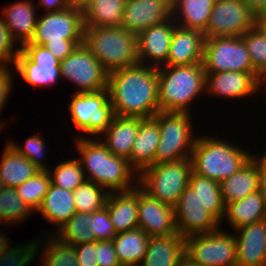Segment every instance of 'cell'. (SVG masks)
Masks as SVG:
<instances>
[{
	"instance_id": "4dcf8cb0",
	"label": "cell",
	"mask_w": 266,
	"mask_h": 266,
	"mask_svg": "<svg viewBox=\"0 0 266 266\" xmlns=\"http://www.w3.org/2000/svg\"><path fill=\"white\" fill-rule=\"evenodd\" d=\"M39 171L32 161L6 143L0 158V177L4 187L16 188Z\"/></svg>"
},
{
	"instance_id": "9c48e42d",
	"label": "cell",
	"mask_w": 266,
	"mask_h": 266,
	"mask_svg": "<svg viewBox=\"0 0 266 266\" xmlns=\"http://www.w3.org/2000/svg\"><path fill=\"white\" fill-rule=\"evenodd\" d=\"M202 65L205 73L250 72L260 83L263 80L253 68L241 37L205 38Z\"/></svg>"
},
{
	"instance_id": "e0dca14e",
	"label": "cell",
	"mask_w": 266,
	"mask_h": 266,
	"mask_svg": "<svg viewBox=\"0 0 266 266\" xmlns=\"http://www.w3.org/2000/svg\"><path fill=\"white\" fill-rule=\"evenodd\" d=\"M205 89L209 96L223 98L224 100H240L250 98L262 92L261 83L250 72H218L205 73Z\"/></svg>"
},
{
	"instance_id": "d4e9b609",
	"label": "cell",
	"mask_w": 266,
	"mask_h": 266,
	"mask_svg": "<svg viewBox=\"0 0 266 266\" xmlns=\"http://www.w3.org/2000/svg\"><path fill=\"white\" fill-rule=\"evenodd\" d=\"M43 233V238L40 237L37 241L32 239V241L26 243L27 253L33 259H36L37 256L39 257L38 253L41 251L40 266H78L74 246L62 242L54 234H48V231H43ZM42 243H44L45 247Z\"/></svg>"
},
{
	"instance_id": "5b68a950",
	"label": "cell",
	"mask_w": 266,
	"mask_h": 266,
	"mask_svg": "<svg viewBox=\"0 0 266 266\" xmlns=\"http://www.w3.org/2000/svg\"><path fill=\"white\" fill-rule=\"evenodd\" d=\"M83 44L107 73L139 63L137 35L122 26L84 27Z\"/></svg>"
},
{
	"instance_id": "1f68e13d",
	"label": "cell",
	"mask_w": 266,
	"mask_h": 266,
	"mask_svg": "<svg viewBox=\"0 0 266 266\" xmlns=\"http://www.w3.org/2000/svg\"><path fill=\"white\" fill-rule=\"evenodd\" d=\"M215 0H171L172 17L177 25L204 32Z\"/></svg>"
},
{
	"instance_id": "2e32d148",
	"label": "cell",
	"mask_w": 266,
	"mask_h": 266,
	"mask_svg": "<svg viewBox=\"0 0 266 266\" xmlns=\"http://www.w3.org/2000/svg\"><path fill=\"white\" fill-rule=\"evenodd\" d=\"M138 227L148 236L177 233L174 207L152 197L139 185Z\"/></svg>"
},
{
	"instance_id": "60d3db41",
	"label": "cell",
	"mask_w": 266,
	"mask_h": 266,
	"mask_svg": "<svg viewBox=\"0 0 266 266\" xmlns=\"http://www.w3.org/2000/svg\"><path fill=\"white\" fill-rule=\"evenodd\" d=\"M241 38L243 39L253 68L262 78H266V37L256 28L246 31Z\"/></svg>"
},
{
	"instance_id": "484cf974",
	"label": "cell",
	"mask_w": 266,
	"mask_h": 266,
	"mask_svg": "<svg viewBox=\"0 0 266 266\" xmlns=\"http://www.w3.org/2000/svg\"><path fill=\"white\" fill-rule=\"evenodd\" d=\"M185 255V237L179 232L169 236H150L146 254L139 266H176Z\"/></svg>"
},
{
	"instance_id": "30bf717a",
	"label": "cell",
	"mask_w": 266,
	"mask_h": 266,
	"mask_svg": "<svg viewBox=\"0 0 266 266\" xmlns=\"http://www.w3.org/2000/svg\"><path fill=\"white\" fill-rule=\"evenodd\" d=\"M185 255L200 266H236L235 235L220 227L210 233L187 236Z\"/></svg>"
},
{
	"instance_id": "e575fe53",
	"label": "cell",
	"mask_w": 266,
	"mask_h": 266,
	"mask_svg": "<svg viewBox=\"0 0 266 266\" xmlns=\"http://www.w3.org/2000/svg\"><path fill=\"white\" fill-rule=\"evenodd\" d=\"M189 185L199 202L220 224L223 222L225 204L222 201L220 183L192 171Z\"/></svg>"
},
{
	"instance_id": "ba28073f",
	"label": "cell",
	"mask_w": 266,
	"mask_h": 266,
	"mask_svg": "<svg viewBox=\"0 0 266 266\" xmlns=\"http://www.w3.org/2000/svg\"><path fill=\"white\" fill-rule=\"evenodd\" d=\"M71 97L68 107L77 130L95 138L102 137L115 116L109 90L74 93Z\"/></svg>"
},
{
	"instance_id": "b9f144b4",
	"label": "cell",
	"mask_w": 266,
	"mask_h": 266,
	"mask_svg": "<svg viewBox=\"0 0 266 266\" xmlns=\"http://www.w3.org/2000/svg\"><path fill=\"white\" fill-rule=\"evenodd\" d=\"M39 132L33 136L26 138L25 145L20 146L19 143H16L13 140H8L7 142L21 155L28 158L33 164L40 169V171H46L50 168L46 166L45 157H46V148L45 138L43 139L42 135ZM45 156V157H44ZM44 157V159H43Z\"/></svg>"
},
{
	"instance_id": "681fc988",
	"label": "cell",
	"mask_w": 266,
	"mask_h": 266,
	"mask_svg": "<svg viewBox=\"0 0 266 266\" xmlns=\"http://www.w3.org/2000/svg\"><path fill=\"white\" fill-rule=\"evenodd\" d=\"M82 43L83 42H63L57 44H44L43 46L48 49L55 58L62 61Z\"/></svg>"
},
{
	"instance_id": "603a6c76",
	"label": "cell",
	"mask_w": 266,
	"mask_h": 266,
	"mask_svg": "<svg viewBox=\"0 0 266 266\" xmlns=\"http://www.w3.org/2000/svg\"><path fill=\"white\" fill-rule=\"evenodd\" d=\"M139 184L127 191L111 192L106 205L116 233L138 228Z\"/></svg>"
},
{
	"instance_id": "4316f807",
	"label": "cell",
	"mask_w": 266,
	"mask_h": 266,
	"mask_svg": "<svg viewBox=\"0 0 266 266\" xmlns=\"http://www.w3.org/2000/svg\"><path fill=\"white\" fill-rule=\"evenodd\" d=\"M160 141L158 122L144 118L139 126L131 150V166L139 174L146 167L155 164V154Z\"/></svg>"
},
{
	"instance_id": "f5cc1de1",
	"label": "cell",
	"mask_w": 266,
	"mask_h": 266,
	"mask_svg": "<svg viewBox=\"0 0 266 266\" xmlns=\"http://www.w3.org/2000/svg\"><path fill=\"white\" fill-rule=\"evenodd\" d=\"M245 4L257 15L266 12V0H243Z\"/></svg>"
},
{
	"instance_id": "8992f818",
	"label": "cell",
	"mask_w": 266,
	"mask_h": 266,
	"mask_svg": "<svg viewBox=\"0 0 266 266\" xmlns=\"http://www.w3.org/2000/svg\"><path fill=\"white\" fill-rule=\"evenodd\" d=\"M153 118L158 122L160 130L155 164L190 158L197 139L191 113L159 111Z\"/></svg>"
},
{
	"instance_id": "d590c367",
	"label": "cell",
	"mask_w": 266,
	"mask_h": 266,
	"mask_svg": "<svg viewBox=\"0 0 266 266\" xmlns=\"http://www.w3.org/2000/svg\"><path fill=\"white\" fill-rule=\"evenodd\" d=\"M91 213L76 212L58 231H52L62 242L76 246L93 242L94 232L90 229Z\"/></svg>"
},
{
	"instance_id": "7bdbcfd3",
	"label": "cell",
	"mask_w": 266,
	"mask_h": 266,
	"mask_svg": "<svg viewBox=\"0 0 266 266\" xmlns=\"http://www.w3.org/2000/svg\"><path fill=\"white\" fill-rule=\"evenodd\" d=\"M16 43V45H15ZM11 37L10 31L0 15V67H14L20 48Z\"/></svg>"
},
{
	"instance_id": "7a4b0ae2",
	"label": "cell",
	"mask_w": 266,
	"mask_h": 266,
	"mask_svg": "<svg viewBox=\"0 0 266 266\" xmlns=\"http://www.w3.org/2000/svg\"><path fill=\"white\" fill-rule=\"evenodd\" d=\"M75 139L74 144L80 154L78 160L87 180L100 185L109 193L131 190L138 184L139 174L129 160L112 154L101 139H92L91 136L87 138L83 133Z\"/></svg>"
},
{
	"instance_id": "52a82bcc",
	"label": "cell",
	"mask_w": 266,
	"mask_h": 266,
	"mask_svg": "<svg viewBox=\"0 0 266 266\" xmlns=\"http://www.w3.org/2000/svg\"><path fill=\"white\" fill-rule=\"evenodd\" d=\"M191 158L152 164L138 176V184L152 197L174 207L192 173Z\"/></svg>"
},
{
	"instance_id": "4fadbf2b",
	"label": "cell",
	"mask_w": 266,
	"mask_h": 266,
	"mask_svg": "<svg viewBox=\"0 0 266 266\" xmlns=\"http://www.w3.org/2000/svg\"><path fill=\"white\" fill-rule=\"evenodd\" d=\"M59 66L61 78L73 83L76 93L107 89L108 73L83 43Z\"/></svg>"
},
{
	"instance_id": "6f0895ef",
	"label": "cell",
	"mask_w": 266,
	"mask_h": 266,
	"mask_svg": "<svg viewBox=\"0 0 266 266\" xmlns=\"http://www.w3.org/2000/svg\"><path fill=\"white\" fill-rule=\"evenodd\" d=\"M176 266H200L197 263L193 262L187 255H184Z\"/></svg>"
},
{
	"instance_id": "7402d4cb",
	"label": "cell",
	"mask_w": 266,
	"mask_h": 266,
	"mask_svg": "<svg viewBox=\"0 0 266 266\" xmlns=\"http://www.w3.org/2000/svg\"><path fill=\"white\" fill-rule=\"evenodd\" d=\"M36 8L38 7L31 0H19L1 9L0 14L4 18L11 37L21 47L31 42L34 36L39 17Z\"/></svg>"
},
{
	"instance_id": "bcb514c9",
	"label": "cell",
	"mask_w": 266,
	"mask_h": 266,
	"mask_svg": "<svg viewBox=\"0 0 266 266\" xmlns=\"http://www.w3.org/2000/svg\"><path fill=\"white\" fill-rule=\"evenodd\" d=\"M14 73L15 70L13 67H0V114L11 96L10 93L13 91V77H15ZM5 125V122L0 121V134Z\"/></svg>"
},
{
	"instance_id": "f6af8a7d",
	"label": "cell",
	"mask_w": 266,
	"mask_h": 266,
	"mask_svg": "<svg viewBox=\"0 0 266 266\" xmlns=\"http://www.w3.org/2000/svg\"><path fill=\"white\" fill-rule=\"evenodd\" d=\"M0 231V266H13L16 264L27 252L26 242L18 243L16 246H10L9 238Z\"/></svg>"
},
{
	"instance_id": "816d5d0a",
	"label": "cell",
	"mask_w": 266,
	"mask_h": 266,
	"mask_svg": "<svg viewBox=\"0 0 266 266\" xmlns=\"http://www.w3.org/2000/svg\"><path fill=\"white\" fill-rule=\"evenodd\" d=\"M36 6L44 9L45 12H53L69 8L70 2L69 0H38Z\"/></svg>"
},
{
	"instance_id": "d6986e66",
	"label": "cell",
	"mask_w": 266,
	"mask_h": 266,
	"mask_svg": "<svg viewBox=\"0 0 266 266\" xmlns=\"http://www.w3.org/2000/svg\"><path fill=\"white\" fill-rule=\"evenodd\" d=\"M176 25L173 17H171L169 20L153 25L137 35L140 64L160 67L167 62L172 34Z\"/></svg>"
},
{
	"instance_id": "44dd1931",
	"label": "cell",
	"mask_w": 266,
	"mask_h": 266,
	"mask_svg": "<svg viewBox=\"0 0 266 266\" xmlns=\"http://www.w3.org/2000/svg\"><path fill=\"white\" fill-rule=\"evenodd\" d=\"M205 35L202 31L175 26L167 62L164 65L179 66L202 63Z\"/></svg>"
},
{
	"instance_id": "f546056e",
	"label": "cell",
	"mask_w": 266,
	"mask_h": 266,
	"mask_svg": "<svg viewBox=\"0 0 266 266\" xmlns=\"http://www.w3.org/2000/svg\"><path fill=\"white\" fill-rule=\"evenodd\" d=\"M230 224L232 231L266 219V204L260 191L249 194L242 200L225 205L223 220Z\"/></svg>"
},
{
	"instance_id": "d6a6232c",
	"label": "cell",
	"mask_w": 266,
	"mask_h": 266,
	"mask_svg": "<svg viewBox=\"0 0 266 266\" xmlns=\"http://www.w3.org/2000/svg\"><path fill=\"white\" fill-rule=\"evenodd\" d=\"M149 238L150 236L139 227L117 233L112 242L120 265L139 266L146 254Z\"/></svg>"
},
{
	"instance_id": "7c38bea8",
	"label": "cell",
	"mask_w": 266,
	"mask_h": 266,
	"mask_svg": "<svg viewBox=\"0 0 266 266\" xmlns=\"http://www.w3.org/2000/svg\"><path fill=\"white\" fill-rule=\"evenodd\" d=\"M14 64L15 75H20L30 86L52 87L61 79L60 61L44 46L27 43L20 47Z\"/></svg>"
},
{
	"instance_id": "680465c9",
	"label": "cell",
	"mask_w": 266,
	"mask_h": 266,
	"mask_svg": "<svg viewBox=\"0 0 266 266\" xmlns=\"http://www.w3.org/2000/svg\"><path fill=\"white\" fill-rule=\"evenodd\" d=\"M264 83H266V78L265 79H263L262 81H261V84L260 85H262L263 87H264V85H265V89L264 90H266V84H264ZM264 84V85H263ZM265 93H266V91H265Z\"/></svg>"
},
{
	"instance_id": "ffe728a7",
	"label": "cell",
	"mask_w": 266,
	"mask_h": 266,
	"mask_svg": "<svg viewBox=\"0 0 266 266\" xmlns=\"http://www.w3.org/2000/svg\"><path fill=\"white\" fill-rule=\"evenodd\" d=\"M236 266H266V219L233 231Z\"/></svg>"
},
{
	"instance_id": "83f0119b",
	"label": "cell",
	"mask_w": 266,
	"mask_h": 266,
	"mask_svg": "<svg viewBox=\"0 0 266 266\" xmlns=\"http://www.w3.org/2000/svg\"><path fill=\"white\" fill-rule=\"evenodd\" d=\"M36 212L58 231L76 213L73 191L51 184Z\"/></svg>"
},
{
	"instance_id": "cb8c5ba5",
	"label": "cell",
	"mask_w": 266,
	"mask_h": 266,
	"mask_svg": "<svg viewBox=\"0 0 266 266\" xmlns=\"http://www.w3.org/2000/svg\"><path fill=\"white\" fill-rule=\"evenodd\" d=\"M144 118L114 116L108 129L99 137L108 150L129 160L139 126ZM104 138V139H103Z\"/></svg>"
},
{
	"instance_id": "9a60e30c",
	"label": "cell",
	"mask_w": 266,
	"mask_h": 266,
	"mask_svg": "<svg viewBox=\"0 0 266 266\" xmlns=\"http://www.w3.org/2000/svg\"><path fill=\"white\" fill-rule=\"evenodd\" d=\"M177 231L187 237L210 233L220 228V223L204 209L193 188L188 185L174 206Z\"/></svg>"
},
{
	"instance_id": "ee69618b",
	"label": "cell",
	"mask_w": 266,
	"mask_h": 266,
	"mask_svg": "<svg viewBox=\"0 0 266 266\" xmlns=\"http://www.w3.org/2000/svg\"><path fill=\"white\" fill-rule=\"evenodd\" d=\"M90 229L96 241H109L117 235L106 207L91 213Z\"/></svg>"
},
{
	"instance_id": "f1b7e54d",
	"label": "cell",
	"mask_w": 266,
	"mask_h": 266,
	"mask_svg": "<svg viewBox=\"0 0 266 266\" xmlns=\"http://www.w3.org/2000/svg\"><path fill=\"white\" fill-rule=\"evenodd\" d=\"M222 201L226 205L244 199L259 190V168L251 158L236 173L220 182Z\"/></svg>"
},
{
	"instance_id": "277c9868",
	"label": "cell",
	"mask_w": 266,
	"mask_h": 266,
	"mask_svg": "<svg viewBox=\"0 0 266 266\" xmlns=\"http://www.w3.org/2000/svg\"><path fill=\"white\" fill-rule=\"evenodd\" d=\"M203 135L197 136L190 157L192 170L198 175L220 183L236 173L252 157V152L225 138H215L206 133Z\"/></svg>"
},
{
	"instance_id": "f907efd6",
	"label": "cell",
	"mask_w": 266,
	"mask_h": 266,
	"mask_svg": "<svg viewBox=\"0 0 266 266\" xmlns=\"http://www.w3.org/2000/svg\"><path fill=\"white\" fill-rule=\"evenodd\" d=\"M254 154V155H253ZM252 154V159L256 162L259 168V191L265 199L266 204V151L259 157V154Z\"/></svg>"
},
{
	"instance_id": "3957f363",
	"label": "cell",
	"mask_w": 266,
	"mask_h": 266,
	"mask_svg": "<svg viewBox=\"0 0 266 266\" xmlns=\"http://www.w3.org/2000/svg\"><path fill=\"white\" fill-rule=\"evenodd\" d=\"M157 69L159 111L192 113L191 105L195 99L206 93V74L202 63L163 65Z\"/></svg>"
},
{
	"instance_id": "6da1fadb",
	"label": "cell",
	"mask_w": 266,
	"mask_h": 266,
	"mask_svg": "<svg viewBox=\"0 0 266 266\" xmlns=\"http://www.w3.org/2000/svg\"><path fill=\"white\" fill-rule=\"evenodd\" d=\"M107 89L116 116L152 118L159 112L157 67L138 63L110 72Z\"/></svg>"
},
{
	"instance_id": "db71d44e",
	"label": "cell",
	"mask_w": 266,
	"mask_h": 266,
	"mask_svg": "<svg viewBox=\"0 0 266 266\" xmlns=\"http://www.w3.org/2000/svg\"><path fill=\"white\" fill-rule=\"evenodd\" d=\"M255 27L266 37V12L255 16Z\"/></svg>"
},
{
	"instance_id": "836d02e7",
	"label": "cell",
	"mask_w": 266,
	"mask_h": 266,
	"mask_svg": "<svg viewBox=\"0 0 266 266\" xmlns=\"http://www.w3.org/2000/svg\"><path fill=\"white\" fill-rule=\"evenodd\" d=\"M126 0H92L83 10L84 27L121 26Z\"/></svg>"
},
{
	"instance_id": "11a10c76",
	"label": "cell",
	"mask_w": 266,
	"mask_h": 266,
	"mask_svg": "<svg viewBox=\"0 0 266 266\" xmlns=\"http://www.w3.org/2000/svg\"><path fill=\"white\" fill-rule=\"evenodd\" d=\"M92 0H69L70 2V6L80 9V10H84L90 3Z\"/></svg>"
},
{
	"instance_id": "9f6ffc18",
	"label": "cell",
	"mask_w": 266,
	"mask_h": 266,
	"mask_svg": "<svg viewBox=\"0 0 266 266\" xmlns=\"http://www.w3.org/2000/svg\"><path fill=\"white\" fill-rule=\"evenodd\" d=\"M36 260L33 259L27 252L25 255L13 266H28L29 263L31 264L32 262L34 263Z\"/></svg>"
},
{
	"instance_id": "74e56055",
	"label": "cell",
	"mask_w": 266,
	"mask_h": 266,
	"mask_svg": "<svg viewBox=\"0 0 266 266\" xmlns=\"http://www.w3.org/2000/svg\"><path fill=\"white\" fill-rule=\"evenodd\" d=\"M109 192L93 181L85 180L73 191L76 212L93 213L103 209Z\"/></svg>"
},
{
	"instance_id": "f35d334b",
	"label": "cell",
	"mask_w": 266,
	"mask_h": 266,
	"mask_svg": "<svg viewBox=\"0 0 266 266\" xmlns=\"http://www.w3.org/2000/svg\"><path fill=\"white\" fill-rule=\"evenodd\" d=\"M51 177V184L67 189L76 190L86 180L82 164L78 158L66 159L55 165L54 169L47 170Z\"/></svg>"
},
{
	"instance_id": "c3c4849f",
	"label": "cell",
	"mask_w": 266,
	"mask_h": 266,
	"mask_svg": "<svg viewBox=\"0 0 266 266\" xmlns=\"http://www.w3.org/2000/svg\"><path fill=\"white\" fill-rule=\"evenodd\" d=\"M74 247L78 266H98L96 261V241L81 243Z\"/></svg>"
},
{
	"instance_id": "7dc6e473",
	"label": "cell",
	"mask_w": 266,
	"mask_h": 266,
	"mask_svg": "<svg viewBox=\"0 0 266 266\" xmlns=\"http://www.w3.org/2000/svg\"><path fill=\"white\" fill-rule=\"evenodd\" d=\"M96 261L98 266H121L112 240L96 241Z\"/></svg>"
},
{
	"instance_id": "ab89813d",
	"label": "cell",
	"mask_w": 266,
	"mask_h": 266,
	"mask_svg": "<svg viewBox=\"0 0 266 266\" xmlns=\"http://www.w3.org/2000/svg\"><path fill=\"white\" fill-rule=\"evenodd\" d=\"M51 177L48 171H39L33 177L27 179L23 184L16 187L17 193L33 212L40 207L43 198L49 191Z\"/></svg>"
},
{
	"instance_id": "8fae6325",
	"label": "cell",
	"mask_w": 266,
	"mask_h": 266,
	"mask_svg": "<svg viewBox=\"0 0 266 266\" xmlns=\"http://www.w3.org/2000/svg\"><path fill=\"white\" fill-rule=\"evenodd\" d=\"M83 11L74 7L45 12L37 19L34 36L29 43L43 46L63 42H83Z\"/></svg>"
},
{
	"instance_id": "5bb4252c",
	"label": "cell",
	"mask_w": 266,
	"mask_h": 266,
	"mask_svg": "<svg viewBox=\"0 0 266 266\" xmlns=\"http://www.w3.org/2000/svg\"><path fill=\"white\" fill-rule=\"evenodd\" d=\"M256 14L243 0H215L205 38L241 37L255 27Z\"/></svg>"
},
{
	"instance_id": "91938a15",
	"label": "cell",
	"mask_w": 266,
	"mask_h": 266,
	"mask_svg": "<svg viewBox=\"0 0 266 266\" xmlns=\"http://www.w3.org/2000/svg\"><path fill=\"white\" fill-rule=\"evenodd\" d=\"M3 188H4V185H3L2 179H1V177H0V191H2Z\"/></svg>"
},
{
	"instance_id": "ac0fdd59",
	"label": "cell",
	"mask_w": 266,
	"mask_h": 266,
	"mask_svg": "<svg viewBox=\"0 0 266 266\" xmlns=\"http://www.w3.org/2000/svg\"><path fill=\"white\" fill-rule=\"evenodd\" d=\"M172 17L171 0H126L122 27L138 35Z\"/></svg>"
},
{
	"instance_id": "8d00e7d4",
	"label": "cell",
	"mask_w": 266,
	"mask_h": 266,
	"mask_svg": "<svg viewBox=\"0 0 266 266\" xmlns=\"http://www.w3.org/2000/svg\"><path fill=\"white\" fill-rule=\"evenodd\" d=\"M34 212L22 200L15 188L4 187L0 191V225L24 222L26 218L31 217ZM20 221V222H19Z\"/></svg>"
}]
</instances>
